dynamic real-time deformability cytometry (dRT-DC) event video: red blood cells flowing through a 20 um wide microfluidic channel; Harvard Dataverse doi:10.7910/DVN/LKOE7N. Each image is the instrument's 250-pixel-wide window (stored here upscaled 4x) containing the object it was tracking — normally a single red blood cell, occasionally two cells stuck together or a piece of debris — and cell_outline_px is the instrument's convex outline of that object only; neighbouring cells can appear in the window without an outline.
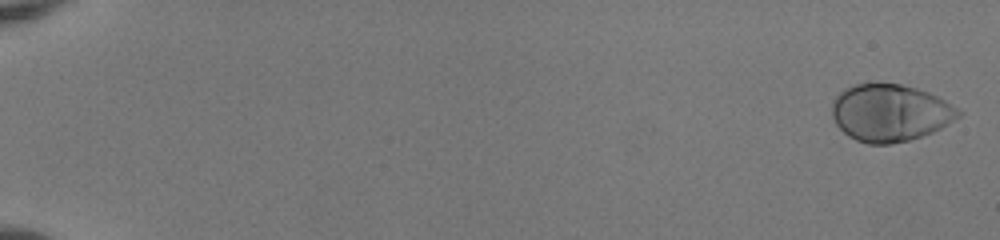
{"species": "human", "species_latin": "Homo sapiens", "temperature_condition": "room temperature", "stored_images_in_passage": 54, "camera_frame_rate_fps": 3000, "um_per_image_px": 0.085, "donor": {"sex": "female"}, "frame": {"image": 1, "passage_image": 2, "time_ms": 0.333, "image_size_px": [1000, 240], "cell_outline_px": [[964, 112], [960, 116], [948, 124], [932, 132], [908, 140], [892, 144], [868, 144], [856, 140], [848, 136], [836, 124], [832, 116], [832, 104], [836, 96], [840, 92], [856, 84], [900, 84], [916, 88], [928, 92], [944, 100]], "centroid_in_image_um": [75.66, 9.6], "position_along_channel_um": 9.3, "area_um2": 41.85}}
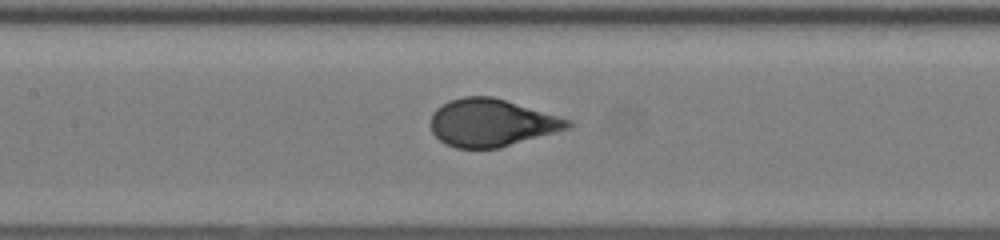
{"frame": {"image": 2, "passage_image": 29, "time_ms": 9.333, "image_size_px": [1000, 240], "cell_outline_px": [[572, 124], [568, 128], [500, 148], [456, 148], [440, 140], [432, 132], [432, 112], [436, 108], [448, 100], [464, 96], [492, 96], [572, 120]], "centroid_in_image_um": [41.76, 10.42], "position_along_channel_um": 165.6, "area_um2": 37.63}}
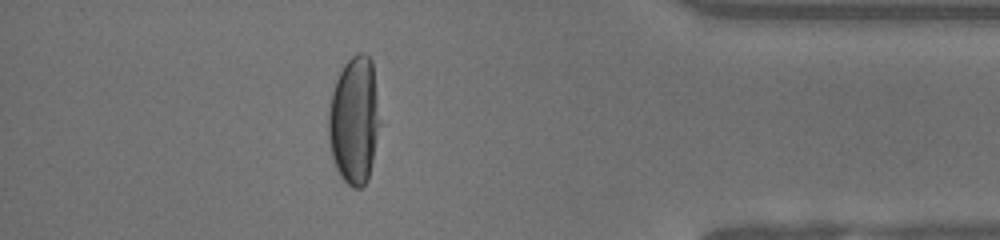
{"frame": {"image": 3, "passage_image": 49, "time_ms": 16.0, "image_size_px": [1000, 240], "cell_outline_px": [[380, 124], [368, 180], [360, 188], [352, 188], [340, 176], [336, 168], [332, 156], [328, 136], [328, 112], [332, 92], [336, 80], [344, 64], [356, 52], [364, 52], [372, 60], [380, 120]], "centroid_in_image_um": [30.11, 10.22], "position_along_channel_um": 405.1, "area_um2": 38.26}, "authors_computed_cell_mechanics": {"area_um2": 39.4196, "velocity_mm_per_s": 3.9931, "shape_relaxation_time_tau1_ms": 3.6282, "shape_relaxation_time_tau2_ms": null, "deformation_change_tau1": 0.2287, "deformation_change_tau2": null}}